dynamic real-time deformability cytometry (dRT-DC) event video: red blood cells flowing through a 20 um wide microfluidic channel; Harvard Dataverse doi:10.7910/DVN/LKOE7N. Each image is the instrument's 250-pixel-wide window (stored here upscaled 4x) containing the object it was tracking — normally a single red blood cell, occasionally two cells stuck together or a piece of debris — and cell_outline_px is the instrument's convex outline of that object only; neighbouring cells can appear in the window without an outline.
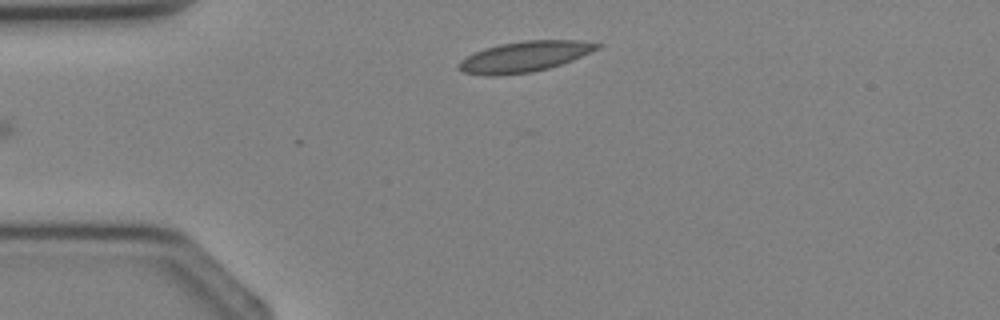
{"species": "Egyptian fruit bat (a non-hibernating species)", "species_latin": "Rousettus aegyptiacus", "temperature_condition": "cold", "stored_images_in_passage": 2, "camera_frame_rate_fps": 3000, "um_per_image_px": 0.085, "animal": {"sex": "female"}, "frame": {"image": 1, "passage_image": 2, "time_ms": 1.333, "image_size_px": [1000, 320], "cell_outline_px": [[604, 44], [600, 48], [572, 60], [548, 68], [532, 72], [500, 76], [484, 76], [464, 72], [456, 68], [456, 64], [460, 60], [484, 48], [500, 44], [524, 40], [580, 40]], "centroid_in_image_um": [44.56, 4.82], "position_along_channel_um": 40.4, "area_um2": 24.85}}